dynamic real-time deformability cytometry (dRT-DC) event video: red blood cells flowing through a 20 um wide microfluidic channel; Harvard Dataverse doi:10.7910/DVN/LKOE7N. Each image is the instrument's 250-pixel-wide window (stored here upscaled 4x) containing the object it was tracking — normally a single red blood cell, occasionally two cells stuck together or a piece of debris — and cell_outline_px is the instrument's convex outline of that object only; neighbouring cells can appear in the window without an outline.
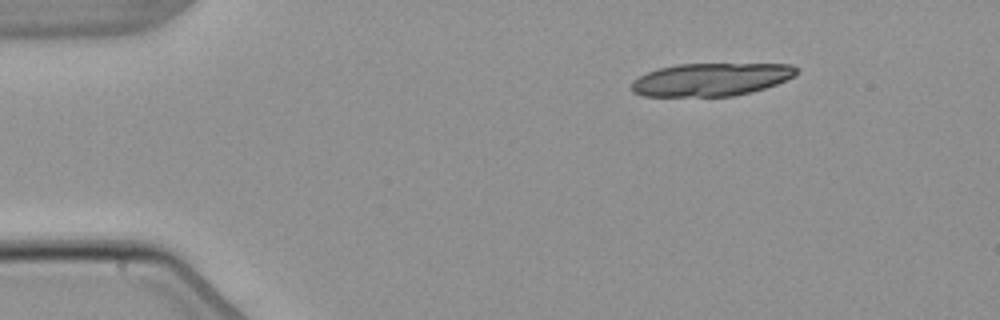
{"species": "common noctule bat (a hibernating species)", "species_latin": "Nyctalus noctula", "temperature_condition": "warm", "stored_images_in_passage": 4, "camera_frame_rate_fps": 3000, "um_per_image_px": 0.085, "animal": {"sex": "male", "body_mass_g": 21.5, "forearm_length_mm": 52.0}, "frame": {"image": 1, "passage_image": 4, "time_ms": 4.667, "image_size_px": [1000, 320], "cell_outline_px": [[800, 72], [796, 76], [776, 84], [752, 92], [732, 96], [640, 96], [632, 92], [632, 80], [648, 72], [660, 68], [676, 64], [792, 64]], "centroid_in_image_um": [60.45, 6.76], "position_along_channel_um": 24.5, "area_um2": 31.73}}